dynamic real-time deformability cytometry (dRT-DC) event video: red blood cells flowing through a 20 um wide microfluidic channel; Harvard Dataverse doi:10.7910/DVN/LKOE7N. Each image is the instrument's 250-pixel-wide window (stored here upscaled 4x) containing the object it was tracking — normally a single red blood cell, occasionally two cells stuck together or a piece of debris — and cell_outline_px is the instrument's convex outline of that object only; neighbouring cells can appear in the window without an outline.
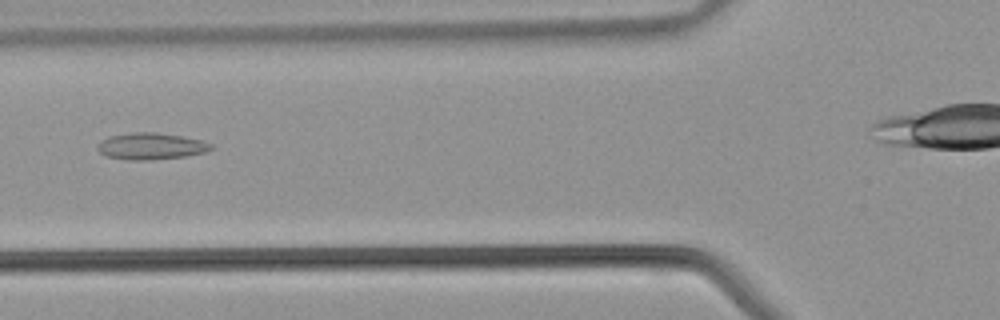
{"species": "common noctule bat (a hibernating species)", "species_latin": "Nyctalus noctula", "temperature_condition": "warm", "stored_images_in_passage": 31, "camera_frame_rate_fps": 3000, "um_per_image_px": 0.085, "animal": {"sex": "male", "body_mass_g": 21.5, "forearm_length_mm": 52.0}, "frame": {"image": 1, "passage_image": 10, "time_ms": 3.0, "image_size_px": [1000, 320], "cell_outline_px": [[216, 148], [208, 152], [184, 156], [152, 160], [128, 160], [104, 156], [96, 148], [108, 136], [132, 132], [156, 132], [184, 136], [200, 140], [212, 144]], "centroid_in_image_um": [12.87, 12.43], "position_along_channel_um": 112.9, "area_um2": 17.8}}
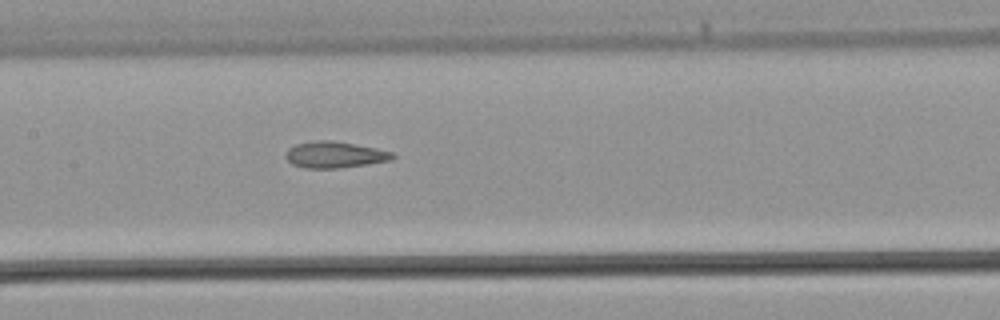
{"frame": {"image": 2, "passage_image": 14, "time_ms": 4.333, "image_size_px": [1000, 320], "cell_outline_px": [[396, 156], [392, 160], [336, 168], [308, 168], [292, 164], [284, 156], [288, 148], [296, 144], [316, 140], [332, 140], [376, 148], [392, 152]], "centroid_in_image_um": [28.43, 13.14], "position_along_channel_um": 179.0, "area_um2": 16.24}}
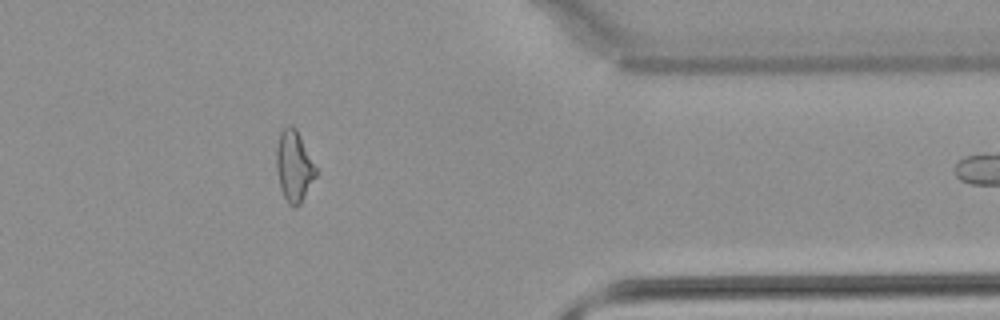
{"frame": {"image": 3, "passage_image": 28, "time_ms": 9.0, "image_size_px": [1000, 320], "cell_outline_px": [[316, 176], [300, 204], [296, 208], [292, 208], [288, 204], [280, 188], [276, 168], [276, 148], [280, 132], [288, 124], [292, 124], [296, 128], [316, 168]], "centroid_in_image_um": [24.97, 14.13], "position_along_channel_um": 386.4, "area_um2": 16.3}}